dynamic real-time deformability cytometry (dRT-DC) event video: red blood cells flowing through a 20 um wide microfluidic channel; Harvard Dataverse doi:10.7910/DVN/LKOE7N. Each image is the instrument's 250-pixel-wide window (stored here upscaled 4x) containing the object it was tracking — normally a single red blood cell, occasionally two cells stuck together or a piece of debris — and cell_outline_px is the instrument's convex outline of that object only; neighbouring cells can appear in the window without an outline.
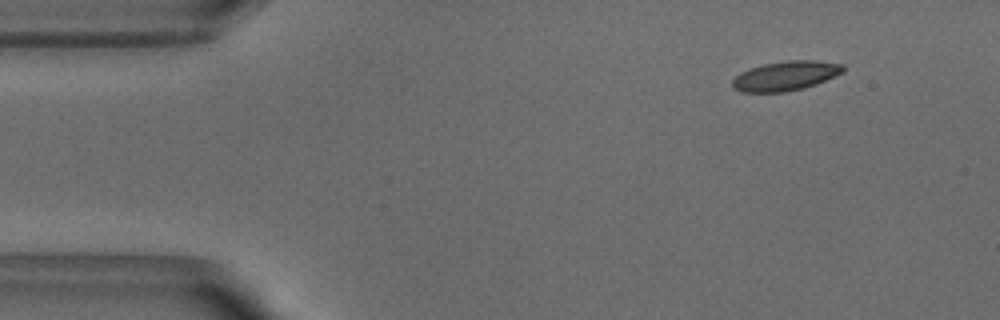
{"species": "common noctule bat (a hibernating species)", "species_latin": "Nyctalus noctula", "temperature_condition": "warm", "stored_images_in_passage": 47, "camera_frame_rate_fps": 3000, "um_per_image_px": 0.085, "animal": {"sex": "male", "body_mass_g": 18.8}, "frame": {"image": 1, "passage_image": 1, "time_ms": 0.0, "image_size_px": [1000, 320], "cell_outline_px": [[844, 72], [816, 84], [804, 88], [784, 92], [740, 92], [732, 84], [732, 80], [740, 72], [748, 68], [764, 64], [788, 60], [812, 60], [844, 64]], "centroid_in_image_um": [66.78, 6.44], "position_along_channel_um": 18.2, "area_um2": 19.02}}
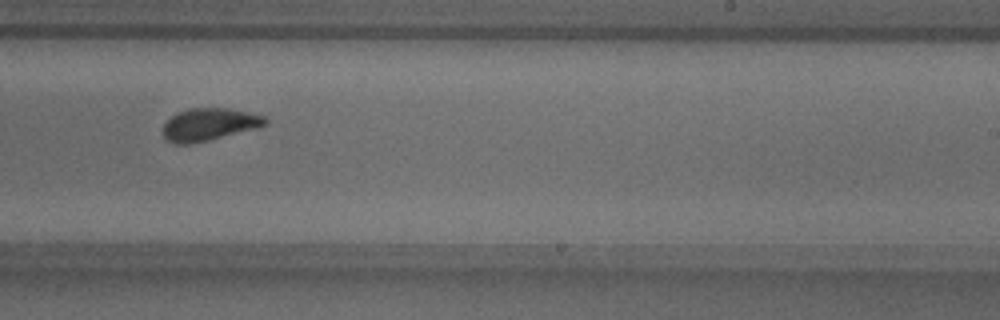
{"frame": {"image": 2, "passage_image": 27, "time_ms": 8.667, "image_size_px": [1000, 320], "cell_outline_px": [[268, 124], [260, 128], [192, 144], [176, 144], [164, 140], [164, 124], [176, 112], [188, 108], [228, 108], [248, 112], [264, 116], [268, 120]], "centroid_in_image_um": [17.8, 10.58], "position_along_channel_um": 271.2, "area_um2": 19.59}}
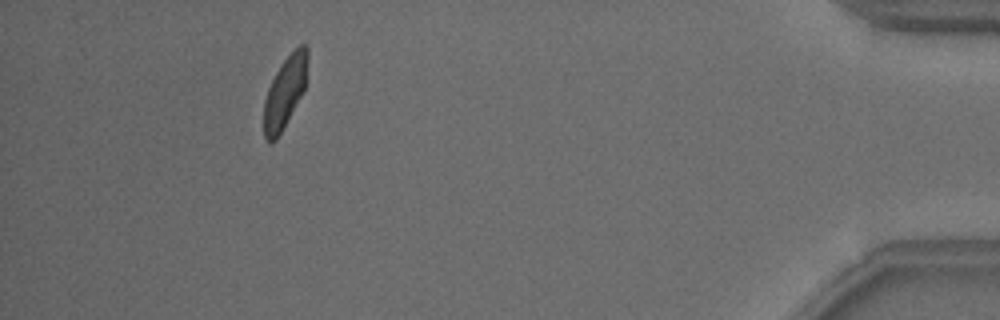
{"frame": {"image": 3, "passage_image": 43, "time_ms": 14.0, "image_size_px": [1000, 320], "cell_outline_px": [[308, 60], [304, 88], [300, 96], [276, 140], [264, 140], [264, 100], [268, 88], [276, 72], [284, 60], [300, 44], [304, 44], [308, 48]], "centroid_in_image_um": [24.21, 7.8], "position_along_channel_um": 411.0, "area_um2": 17.63}, "authors_computed_cell_mechanics": {"area_um2": 19.1896, "velocity_mm_per_s": 3.8291, "shape_relaxation_time_tau1_ms": 4.8754, "shape_relaxation_time_tau2_ms": 0.9385, "deformation_change_tau1": 0.1399, "deformation_change_tau2": 0.0474}}